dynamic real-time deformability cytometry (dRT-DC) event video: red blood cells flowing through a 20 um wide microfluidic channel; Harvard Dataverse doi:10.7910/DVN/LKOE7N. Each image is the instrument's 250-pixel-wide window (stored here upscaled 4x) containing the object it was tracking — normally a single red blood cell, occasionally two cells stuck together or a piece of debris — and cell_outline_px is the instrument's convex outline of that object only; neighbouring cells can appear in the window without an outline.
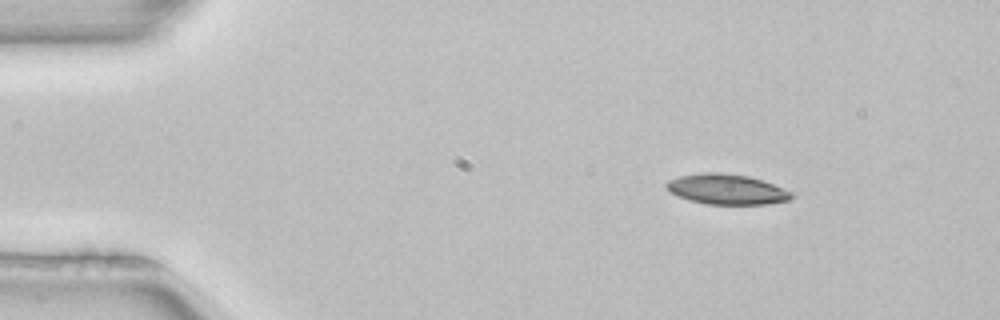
{"species": "common noctule bat (a hibernating species)", "species_latin": "Nyctalus noctula", "temperature_condition": "room temperature", "stored_images_in_passage": 3, "camera_frame_rate_fps": 3000, "um_per_image_px": 0.085, "animal": {"sex": "female", "body_mass_g": 22.7, "forearm_length_mm": 54.2}, "frame": {"image": 1, "passage_image": 1, "time_ms": 0.0, "image_size_px": [1000, 320], "cell_outline_px": [[796, 196], [788, 200], [768, 204], [708, 204], [692, 200], [680, 196], [672, 192], [664, 184], [668, 180], [680, 176], [704, 172], [720, 172], [748, 176], [764, 180], [796, 192]], "centroid_in_image_um": [61.88, 16.08], "position_along_channel_um": 23.1, "area_um2": 22.14}}
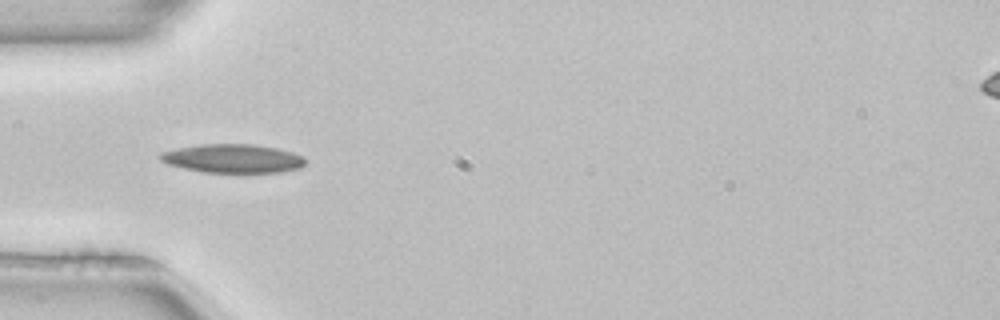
{"frame": {"image": 2, "passage_image": 3, "time_ms": 0.667, "image_size_px": [1000, 320], "cell_outline_px": [[308, 160], [300, 168], [280, 172], [204, 172], [184, 168], [168, 164], [160, 160], [160, 152], [176, 148], [200, 144], [252, 144], [276, 148], [292, 152], [304, 156]], "centroid_in_image_um": [19.81, 13.46], "position_along_channel_um": 65.2, "area_um2": 24.28}}